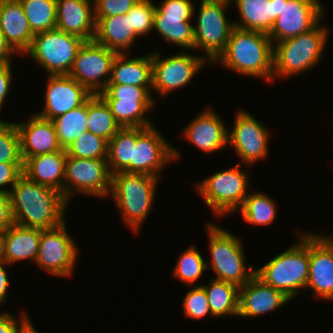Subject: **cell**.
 Returning a JSON list of instances; mask_svg holds the SVG:
<instances>
[{"label":"cell","instance_id":"obj_1","mask_svg":"<svg viewBox=\"0 0 333 333\" xmlns=\"http://www.w3.org/2000/svg\"><path fill=\"white\" fill-rule=\"evenodd\" d=\"M14 223L31 228L52 229L61 225L68 202L57 190L40 185L22 174L10 191Z\"/></svg>","mask_w":333,"mask_h":333},{"label":"cell","instance_id":"obj_2","mask_svg":"<svg viewBox=\"0 0 333 333\" xmlns=\"http://www.w3.org/2000/svg\"><path fill=\"white\" fill-rule=\"evenodd\" d=\"M274 45L268 34L234 27L225 50L212 63L240 75L273 82Z\"/></svg>","mask_w":333,"mask_h":333},{"label":"cell","instance_id":"obj_3","mask_svg":"<svg viewBox=\"0 0 333 333\" xmlns=\"http://www.w3.org/2000/svg\"><path fill=\"white\" fill-rule=\"evenodd\" d=\"M159 179L148 174L126 172L111 176L108 197L113 198L123 222L136 234L152 210Z\"/></svg>","mask_w":333,"mask_h":333},{"label":"cell","instance_id":"obj_4","mask_svg":"<svg viewBox=\"0 0 333 333\" xmlns=\"http://www.w3.org/2000/svg\"><path fill=\"white\" fill-rule=\"evenodd\" d=\"M301 233L292 246L255 270L265 284L282 291L291 300L300 289L306 288L309 274V233Z\"/></svg>","mask_w":333,"mask_h":333},{"label":"cell","instance_id":"obj_5","mask_svg":"<svg viewBox=\"0 0 333 333\" xmlns=\"http://www.w3.org/2000/svg\"><path fill=\"white\" fill-rule=\"evenodd\" d=\"M329 34L328 26L318 24L312 30L274 44L273 80L305 73L317 65Z\"/></svg>","mask_w":333,"mask_h":333},{"label":"cell","instance_id":"obj_6","mask_svg":"<svg viewBox=\"0 0 333 333\" xmlns=\"http://www.w3.org/2000/svg\"><path fill=\"white\" fill-rule=\"evenodd\" d=\"M211 263L207 269L216 272L213 279L243 286L255 275L254 265L245 264L243 243L239 237L215 223L207 226Z\"/></svg>","mask_w":333,"mask_h":333},{"label":"cell","instance_id":"obj_7","mask_svg":"<svg viewBox=\"0 0 333 333\" xmlns=\"http://www.w3.org/2000/svg\"><path fill=\"white\" fill-rule=\"evenodd\" d=\"M240 165L239 162L232 168L214 172L195 184L197 192L212 209L215 218L236 213L248 195L250 179L248 173L239 168Z\"/></svg>","mask_w":333,"mask_h":333},{"label":"cell","instance_id":"obj_8","mask_svg":"<svg viewBox=\"0 0 333 333\" xmlns=\"http://www.w3.org/2000/svg\"><path fill=\"white\" fill-rule=\"evenodd\" d=\"M85 40L57 28L34 34L25 55L40 64L48 75H68Z\"/></svg>","mask_w":333,"mask_h":333},{"label":"cell","instance_id":"obj_9","mask_svg":"<svg viewBox=\"0 0 333 333\" xmlns=\"http://www.w3.org/2000/svg\"><path fill=\"white\" fill-rule=\"evenodd\" d=\"M152 94V87L107 84L98 95L109 106L121 128H125L155 125L146 117L154 107Z\"/></svg>","mask_w":333,"mask_h":333},{"label":"cell","instance_id":"obj_10","mask_svg":"<svg viewBox=\"0 0 333 333\" xmlns=\"http://www.w3.org/2000/svg\"><path fill=\"white\" fill-rule=\"evenodd\" d=\"M230 3L201 0L196 25H194L195 50L203 49L206 60L212 64L225 50L234 21L226 18Z\"/></svg>","mask_w":333,"mask_h":333},{"label":"cell","instance_id":"obj_11","mask_svg":"<svg viewBox=\"0 0 333 333\" xmlns=\"http://www.w3.org/2000/svg\"><path fill=\"white\" fill-rule=\"evenodd\" d=\"M111 176L107 160L82 159L66 156L64 174V198L69 203L74 192L108 198Z\"/></svg>","mask_w":333,"mask_h":333},{"label":"cell","instance_id":"obj_12","mask_svg":"<svg viewBox=\"0 0 333 333\" xmlns=\"http://www.w3.org/2000/svg\"><path fill=\"white\" fill-rule=\"evenodd\" d=\"M205 64L209 62L204 56L193 55L187 50L167 58H162L158 51L152 53V92L165 97L189 84Z\"/></svg>","mask_w":333,"mask_h":333},{"label":"cell","instance_id":"obj_13","mask_svg":"<svg viewBox=\"0 0 333 333\" xmlns=\"http://www.w3.org/2000/svg\"><path fill=\"white\" fill-rule=\"evenodd\" d=\"M66 222L52 229H41L37 266L58 277H70L74 272L79 249L67 231Z\"/></svg>","mask_w":333,"mask_h":333},{"label":"cell","instance_id":"obj_14","mask_svg":"<svg viewBox=\"0 0 333 333\" xmlns=\"http://www.w3.org/2000/svg\"><path fill=\"white\" fill-rule=\"evenodd\" d=\"M117 52L96 43L85 41L79 48L68 74L93 95L103 91L110 81L112 63Z\"/></svg>","mask_w":333,"mask_h":333},{"label":"cell","instance_id":"obj_15","mask_svg":"<svg viewBox=\"0 0 333 333\" xmlns=\"http://www.w3.org/2000/svg\"><path fill=\"white\" fill-rule=\"evenodd\" d=\"M154 28L164 41L184 49L195 50L194 4L191 0H164L155 5Z\"/></svg>","mask_w":333,"mask_h":333},{"label":"cell","instance_id":"obj_16","mask_svg":"<svg viewBox=\"0 0 333 333\" xmlns=\"http://www.w3.org/2000/svg\"><path fill=\"white\" fill-rule=\"evenodd\" d=\"M180 157L179 150L169 144L154 125L138 127V138L132 153V173L160 178L159 174L167 164Z\"/></svg>","mask_w":333,"mask_h":333},{"label":"cell","instance_id":"obj_17","mask_svg":"<svg viewBox=\"0 0 333 333\" xmlns=\"http://www.w3.org/2000/svg\"><path fill=\"white\" fill-rule=\"evenodd\" d=\"M234 127L228 132L230 144L245 165L256 164L268 157L270 132L250 112L239 110L235 115Z\"/></svg>","mask_w":333,"mask_h":333},{"label":"cell","instance_id":"obj_18","mask_svg":"<svg viewBox=\"0 0 333 333\" xmlns=\"http://www.w3.org/2000/svg\"><path fill=\"white\" fill-rule=\"evenodd\" d=\"M324 12L320 0L282 1L281 15L276 19L268 36L274 45L306 33L320 23Z\"/></svg>","mask_w":333,"mask_h":333},{"label":"cell","instance_id":"obj_19","mask_svg":"<svg viewBox=\"0 0 333 333\" xmlns=\"http://www.w3.org/2000/svg\"><path fill=\"white\" fill-rule=\"evenodd\" d=\"M43 111L37 115L54 120L85 104L93 94L69 75H48Z\"/></svg>","mask_w":333,"mask_h":333},{"label":"cell","instance_id":"obj_20","mask_svg":"<svg viewBox=\"0 0 333 333\" xmlns=\"http://www.w3.org/2000/svg\"><path fill=\"white\" fill-rule=\"evenodd\" d=\"M309 274L306 289L318 299L333 301V248L319 234L309 233Z\"/></svg>","mask_w":333,"mask_h":333},{"label":"cell","instance_id":"obj_21","mask_svg":"<svg viewBox=\"0 0 333 333\" xmlns=\"http://www.w3.org/2000/svg\"><path fill=\"white\" fill-rule=\"evenodd\" d=\"M213 108H207L190 121L182 131L187 142L203 152L221 151L228 144V128Z\"/></svg>","mask_w":333,"mask_h":333},{"label":"cell","instance_id":"obj_22","mask_svg":"<svg viewBox=\"0 0 333 333\" xmlns=\"http://www.w3.org/2000/svg\"><path fill=\"white\" fill-rule=\"evenodd\" d=\"M290 300L282 291L265 284L254 275L239 288L237 317H258L274 311L280 306L283 307Z\"/></svg>","mask_w":333,"mask_h":333},{"label":"cell","instance_id":"obj_23","mask_svg":"<svg viewBox=\"0 0 333 333\" xmlns=\"http://www.w3.org/2000/svg\"><path fill=\"white\" fill-rule=\"evenodd\" d=\"M15 124L20 136L23 162L27 158L62 149L52 120L43 119L34 113L26 122L20 121Z\"/></svg>","mask_w":333,"mask_h":333},{"label":"cell","instance_id":"obj_24","mask_svg":"<svg viewBox=\"0 0 333 333\" xmlns=\"http://www.w3.org/2000/svg\"><path fill=\"white\" fill-rule=\"evenodd\" d=\"M58 30L91 41L95 35L94 0H56Z\"/></svg>","mask_w":333,"mask_h":333},{"label":"cell","instance_id":"obj_25","mask_svg":"<svg viewBox=\"0 0 333 333\" xmlns=\"http://www.w3.org/2000/svg\"><path fill=\"white\" fill-rule=\"evenodd\" d=\"M0 29L17 55L29 50L34 33L19 0H0Z\"/></svg>","mask_w":333,"mask_h":333},{"label":"cell","instance_id":"obj_26","mask_svg":"<svg viewBox=\"0 0 333 333\" xmlns=\"http://www.w3.org/2000/svg\"><path fill=\"white\" fill-rule=\"evenodd\" d=\"M66 151H54L27 158L23 162V174L40 185L57 190L64 197Z\"/></svg>","mask_w":333,"mask_h":333},{"label":"cell","instance_id":"obj_27","mask_svg":"<svg viewBox=\"0 0 333 333\" xmlns=\"http://www.w3.org/2000/svg\"><path fill=\"white\" fill-rule=\"evenodd\" d=\"M282 1L286 0H233L240 18L234 27L269 34L281 15Z\"/></svg>","mask_w":333,"mask_h":333},{"label":"cell","instance_id":"obj_28","mask_svg":"<svg viewBox=\"0 0 333 333\" xmlns=\"http://www.w3.org/2000/svg\"><path fill=\"white\" fill-rule=\"evenodd\" d=\"M94 41L117 53H129L137 35L131 29L127 14L112 17H95Z\"/></svg>","mask_w":333,"mask_h":333},{"label":"cell","instance_id":"obj_29","mask_svg":"<svg viewBox=\"0 0 333 333\" xmlns=\"http://www.w3.org/2000/svg\"><path fill=\"white\" fill-rule=\"evenodd\" d=\"M127 55L116 54L108 84L152 87V53L131 59Z\"/></svg>","mask_w":333,"mask_h":333},{"label":"cell","instance_id":"obj_30","mask_svg":"<svg viewBox=\"0 0 333 333\" xmlns=\"http://www.w3.org/2000/svg\"><path fill=\"white\" fill-rule=\"evenodd\" d=\"M41 229L14 223L5 231V263L13 264L22 260H36Z\"/></svg>","mask_w":333,"mask_h":333},{"label":"cell","instance_id":"obj_31","mask_svg":"<svg viewBox=\"0 0 333 333\" xmlns=\"http://www.w3.org/2000/svg\"><path fill=\"white\" fill-rule=\"evenodd\" d=\"M137 138L138 127H125L108 142L107 163L111 174L132 173V153Z\"/></svg>","mask_w":333,"mask_h":333},{"label":"cell","instance_id":"obj_32","mask_svg":"<svg viewBox=\"0 0 333 333\" xmlns=\"http://www.w3.org/2000/svg\"><path fill=\"white\" fill-rule=\"evenodd\" d=\"M205 289L212 317L238 316L239 286L226 281L210 279V285L200 284Z\"/></svg>","mask_w":333,"mask_h":333},{"label":"cell","instance_id":"obj_33","mask_svg":"<svg viewBox=\"0 0 333 333\" xmlns=\"http://www.w3.org/2000/svg\"><path fill=\"white\" fill-rule=\"evenodd\" d=\"M87 131L109 142L121 129L109 106L98 95L87 101Z\"/></svg>","mask_w":333,"mask_h":333},{"label":"cell","instance_id":"obj_34","mask_svg":"<svg viewBox=\"0 0 333 333\" xmlns=\"http://www.w3.org/2000/svg\"><path fill=\"white\" fill-rule=\"evenodd\" d=\"M276 204L273 198L263 192H252L247 195L238 209L242 219L251 225H269L277 216Z\"/></svg>","mask_w":333,"mask_h":333},{"label":"cell","instance_id":"obj_35","mask_svg":"<svg viewBox=\"0 0 333 333\" xmlns=\"http://www.w3.org/2000/svg\"><path fill=\"white\" fill-rule=\"evenodd\" d=\"M31 31L36 34L52 30L57 24L56 0H19Z\"/></svg>","mask_w":333,"mask_h":333},{"label":"cell","instance_id":"obj_36","mask_svg":"<svg viewBox=\"0 0 333 333\" xmlns=\"http://www.w3.org/2000/svg\"><path fill=\"white\" fill-rule=\"evenodd\" d=\"M87 102L58 116L53 121L59 145L66 149L82 133L87 131Z\"/></svg>","mask_w":333,"mask_h":333},{"label":"cell","instance_id":"obj_37","mask_svg":"<svg viewBox=\"0 0 333 333\" xmlns=\"http://www.w3.org/2000/svg\"><path fill=\"white\" fill-rule=\"evenodd\" d=\"M178 258L173 270V276L186 285H195L196 281L207 270V262L203 259L196 245L189 246Z\"/></svg>","mask_w":333,"mask_h":333},{"label":"cell","instance_id":"obj_38","mask_svg":"<svg viewBox=\"0 0 333 333\" xmlns=\"http://www.w3.org/2000/svg\"><path fill=\"white\" fill-rule=\"evenodd\" d=\"M108 142L100 136L85 131L66 147L68 156L82 159L107 160Z\"/></svg>","mask_w":333,"mask_h":333},{"label":"cell","instance_id":"obj_39","mask_svg":"<svg viewBox=\"0 0 333 333\" xmlns=\"http://www.w3.org/2000/svg\"><path fill=\"white\" fill-rule=\"evenodd\" d=\"M0 163H23L20 136L15 122L0 119Z\"/></svg>","mask_w":333,"mask_h":333},{"label":"cell","instance_id":"obj_40","mask_svg":"<svg viewBox=\"0 0 333 333\" xmlns=\"http://www.w3.org/2000/svg\"><path fill=\"white\" fill-rule=\"evenodd\" d=\"M152 0H140L126 14L130 17L131 29L139 37L153 31L156 6Z\"/></svg>","mask_w":333,"mask_h":333},{"label":"cell","instance_id":"obj_41","mask_svg":"<svg viewBox=\"0 0 333 333\" xmlns=\"http://www.w3.org/2000/svg\"><path fill=\"white\" fill-rule=\"evenodd\" d=\"M182 308L184 315L194 320L212 315L205 289L200 285L194 286L185 294Z\"/></svg>","mask_w":333,"mask_h":333},{"label":"cell","instance_id":"obj_42","mask_svg":"<svg viewBox=\"0 0 333 333\" xmlns=\"http://www.w3.org/2000/svg\"><path fill=\"white\" fill-rule=\"evenodd\" d=\"M140 0H94V17L126 14Z\"/></svg>","mask_w":333,"mask_h":333},{"label":"cell","instance_id":"obj_43","mask_svg":"<svg viewBox=\"0 0 333 333\" xmlns=\"http://www.w3.org/2000/svg\"><path fill=\"white\" fill-rule=\"evenodd\" d=\"M22 174L23 163H0V191L10 193L17 179ZM7 185H10L9 189L4 188Z\"/></svg>","mask_w":333,"mask_h":333},{"label":"cell","instance_id":"obj_44","mask_svg":"<svg viewBox=\"0 0 333 333\" xmlns=\"http://www.w3.org/2000/svg\"><path fill=\"white\" fill-rule=\"evenodd\" d=\"M28 314L23 311L20 319L9 312L0 314V333H19L21 328L30 320Z\"/></svg>","mask_w":333,"mask_h":333},{"label":"cell","instance_id":"obj_45","mask_svg":"<svg viewBox=\"0 0 333 333\" xmlns=\"http://www.w3.org/2000/svg\"><path fill=\"white\" fill-rule=\"evenodd\" d=\"M13 224L10 193L0 191V231L5 232Z\"/></svg>","mask_w":333,"mask_h":333},{"label":"cell","instance_id":"obj_46","mask_svg":"<svg viewBox=\"0 0 333 333\" xmlns=\"http://www.w3.org/2000/svg\"><path fill=\"white\" fill-rule=\"evenodd\" d=\"M11 65V62L0 63V111L11 88Z\"/></svg>","mask_w":333,"mask_h":333},{"label":"cell","instance_id":"obj_47","mask_svg":"<svg viewBox=\"0 0 333 333\" xmlns=\"http://www.w3.org/2000/svg\"><path fill=\"white\" fill-rule=\"evenodd\" d=\"M7 263L0 262V304L4 303L8 295V287L10 285V279H8V274L6 270Z\"/></svg>","mask_w":333,"mask_h":333},{"label":"cell","instance_id":"obj_48","mask_svg":"<svg viewBox=\"0 0 333 333\" xmlns=\"http://www.w3.org/2000/svg\"><path fill=\"white\" fill-rule=\"evenodd\" d=\"M14 54H16V52L8 44L0 29V63L11 62V56H14Z\"/></svg>","mask_w":333,"mask_h":333},{"label":"cell","instance_id":"obj_49","mask_svg":"<svg viewBox=\"0 0 333 333\" xmlns=\"http://www.w3.org/2000/svg\"><path fill=\"white\" fill-rule=\"evenodd\" d=\"M5 232L0 231V262H5Z\"/></svg>","mask_w":333,"mask_h":333},{"label":"cell","instance_id":"obj_50","mask_svg":"<svg viewBox=\"0 0 333 333\" xmlns=\"http://www.w3.org/2000/svg\"><path fill=\"white\" fill-rule=\"evenodd\" d=\"M31 320H29L19 331V333H39L35 330V327L32 324Z\"/></svg>","mask_w":333,"mask_h":333},{"label":"cell","instance_id":"obj_51","mask_svg":"<svg viewBox=\"0 0 333 333\" xmlns=\"http://www.w3.org/2000/svg\"><path fill=\"white\" fill-rule=\"evenodd\" d=\"M329 244H330V246L333 248V237H332V235L331 236H326V235H322V234H320Z\"/></svg>","mask_w":333,"mask_h":333},{"label":"cell","instance_id":"obj_52","mask_svg":"<svg viewBox=\"0 0 333 333\" xmlns=\"http://www.w3.org/2000/svg\"><path fill=\"white\" fill-rule=\"evenodd\" d=\"M206 1H223L227 3H231L233 0H206Z\"/></svg>","mask_w":333,"mask_h":333}]
</instances>
